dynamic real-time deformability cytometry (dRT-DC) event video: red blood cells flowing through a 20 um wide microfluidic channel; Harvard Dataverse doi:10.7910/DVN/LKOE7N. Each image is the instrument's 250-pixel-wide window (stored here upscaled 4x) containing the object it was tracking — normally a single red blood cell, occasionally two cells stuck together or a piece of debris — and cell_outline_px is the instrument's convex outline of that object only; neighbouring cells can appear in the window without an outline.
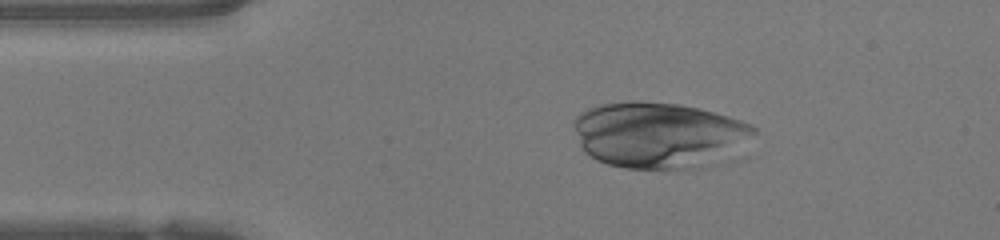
{"species": "human", "species_latin": "Homo sapiens", "temperature_condition": "warm", "stored_images_in_passage": 36, "camera_frame_rate_fps": 3000, "um_per_image_px": 0.085, "donor": {"sex": "female"}, "frame": {"image": 1, "passage_image": 7, "time_ms": 2.0, "image_size_px": [1000, 240], "cell_outline_px": [[756, 132], [684, 168], [624, 168], [608, 164], [596, 160], [584, 152], [580, 144], [572, 124], [572, 120], [580, 112], [588, 108], [600, 104], [632, 100], [640, 100], [680, 104], [700, 108], [728, 116], [752, 124], [756, 128]], "centroid_in_image_um": [55.68, 11.36], "position_along_channel_um": 29.3, "area_um2": 66.12}}
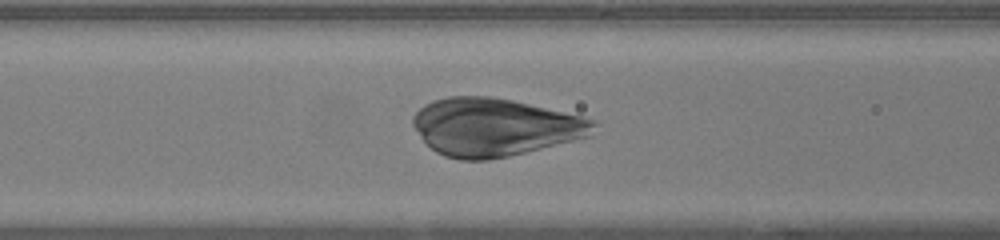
{"frame": {"image": 2, "passage_image": 17, "time_ms": 5.333, "image_size_px": [1000, 240], "cell_outline_px": [[596, 124], [592, 136], [508, 156], [488, 160], [460, 160], [444, 156], [436, 152], [420, 136], [412, 124], [412, 116], [424, 104], [432, 100], [448, 96], [488, 96], [512, 100], [584, 116], [596, 120]], "centroid_in_image_um": [42.05, 10.8], "position_along_channel_um": 124.5, "area_um2": 60.98}}
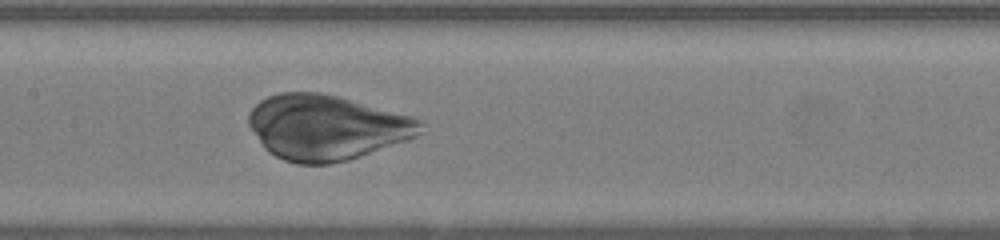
{"frame": {"image": 3, "passage_image": 21, "time_ms": 6.667, "image_size_px": [1000, 240], "cell_outline_px": [[424, 132], [416, 136], [360, 156], [348, 160], [328, 164], [296, 164], [284, 160], [268, 152], [264, 148], [248, 124], [248, 112], [260, 100], [268, 96], [280, 92], [320, 92], [340, 96], [412, 116], [424, 120]], "centroid_in_image_um": [27.76, 10.81], "position_along_channel_um": 179.6, "area_um2": 65.43}}